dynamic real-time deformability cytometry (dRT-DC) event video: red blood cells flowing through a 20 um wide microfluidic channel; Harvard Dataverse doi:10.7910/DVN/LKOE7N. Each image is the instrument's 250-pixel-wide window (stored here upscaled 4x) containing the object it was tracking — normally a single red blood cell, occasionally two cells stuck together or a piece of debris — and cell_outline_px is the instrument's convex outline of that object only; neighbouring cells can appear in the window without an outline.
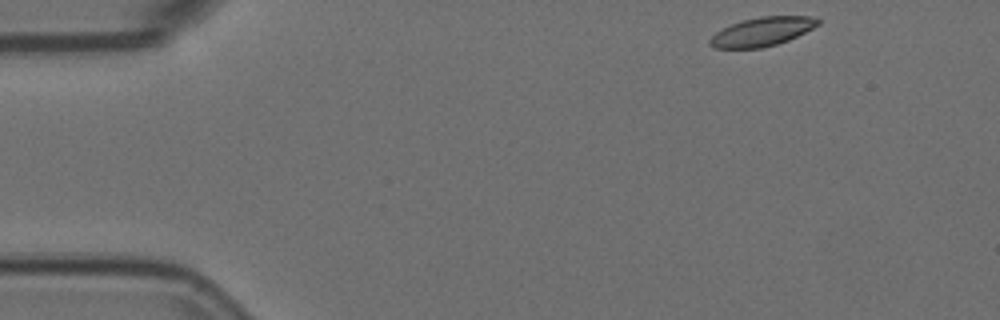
{"species": "Egyptian fruit bat (a non-hibernating species)", "species_latin": "Rousettus aegyptiacus", "temperature_condition": "room temperature", "stored_images_in_passage": 22, "camera_frame_rate_fps": 3000, "um_per_image_px": 0.085, "animal": {"sex": "female"}, "frame": {"image": 1, "passage_image": 1, "time_ms": 0.0, "image_size_px": [1000, 320], "cell_outline_px": [[820, 24], [788, 40], [776, 44], [760, 48], [712, 48], [708, 44], [708, 40], [716, 32], [732, 24], [744, 20], [760, 16], [816, 16], [820, 20]], "centroid_in_image_um": [64.78, 2.69], "position_along_channel_um": 20.2, "area_um2": 18.03}}
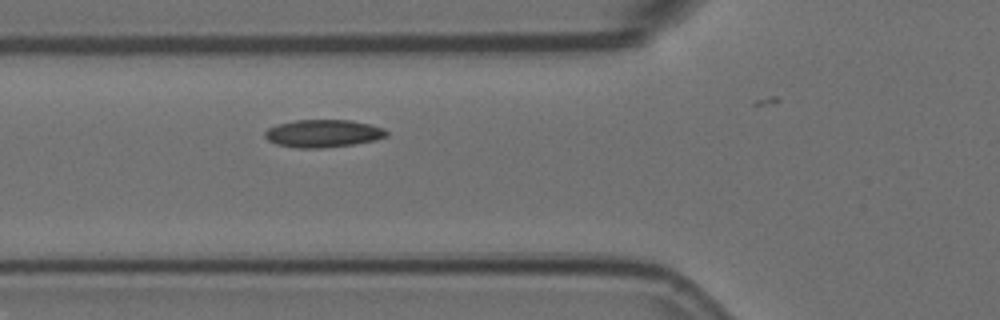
{"frame": {"image": 2, "passage_image": 15, "time_ms": 4.667, "image_size_px": [1000, 320], "cell_outline_px": [[388, 136], [376, 140], [352, 144], [320, 148], [300, 148], [276, 144], [268, 140], [264, 136], [264, 132], [268, 128], [276, 124], [296, 120], [352, 120], [384, 128], [388, 132]], "centroid_in_image_um": [27.46, 11.34], "position_along_channel_um": 98.3, "area_um2": 19.59}}
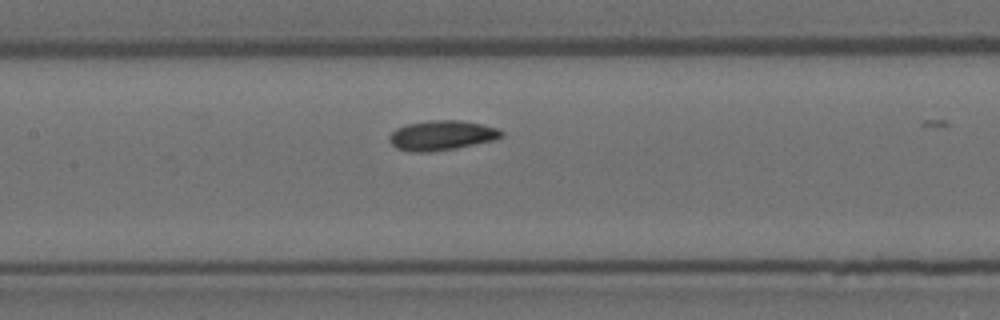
{"frame": {"image": 3, "passage_image": 21, "time_ms": 6.667, "image_size_px": [1000, 320], "cell_outline_px": [[504, 136], [492, 140], [456, 148], [428, 152], [412, 152], [396, 148], [388, 140], [388, 136], [396, 128], [408, 124], [428, 120], [460, 120], [500, 128], [504, 132]], "centroid_in_image_um": [37.54, 11.5], "position_along_channel_um": 169.9, "area_um2": 19.48}}